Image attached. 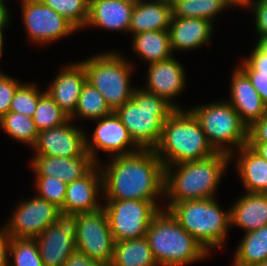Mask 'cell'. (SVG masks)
<instances>
[{
  "mask_svg": "<svg viewBox=\"0 0 267 266\" xmlns=\"http://www.w3.org/2000/svg\"><path fill=\"white\" fill-rule=\"evenodd\" d=\"M104 200H144L156 203L164 197L165 167L154 149H140L111 157L99 165Z\"/></svg>",
  "mask_w": 267,
  "mask_h": 266,
  "instance_id": "6da1fadb",
  "label": "cell"
},
{
  "mask_svg": "<svg viewBox=\"0 0 267 266\" xmlns=\"http://www.w3.org/2000/svg\"><path fill=\"white\" fill-rule=\"evenodd\" d=\"M230 161V155L216 152L204 159L166 166L164 198L169 203L163 209L168 211L178 202L215 198Z\"/></svg>",
  "mask_w": 267,
  "mask_h": 266,
  "instance_id": "7a4b0ae2",
  "label": "cell"
},
{
  "mask_svg": "<svg viewBox=\"0 0 267 266\" xmlns=\"http://www.w3.org/2000/svg\"><path fill=\"white\" fill-rule=\"evenodd\" d=\"M154 151L164 167L204 159L216 153L195 116L182 109H176L164 122Z\"/></svg>",
  "mask_w": 267,
  "mask_h": 266,
  "instance_id": "3957f363",
  "label": "cell"
},
{
  "mask_svg": "<svg viewBox=\"0 0 267 266\" xmlns=\"http://www.w3.org/2000/svg\"><path fill=\"white\" fill-rule=\"evenodd\" d=\"M145 237L158 266H185L210 256L164 209L153 218Z\"/></svg>",
  "mask_w": 267,
  "mask_h": 266,
  "instance_id": "277c9868",
  "label": "cell"
},
{
  "mask_svg": "<svg viewBox=\"0 0 267 266\" xmlns=\"http://www.w3.org/2000/svg\"><path fill=\"white\" fill-rule=\"evenodd\" d=\"M175 110L165 99L136 87L132 98L114 112L140 149H154L164 122Z\"/></svg>",
  "mask_w": 267,
  "mask_h": 266,
  "instance_id": "5b68a950",
  "label": "cell"
},
{
  "mask_svg": "<svg viewBox=\"0 0 267 266\" xmlns=\"http://www.w3.org/2000/svg\"><path fill=\"white\" fill-rule=\"evenodd\" d=\"M215 198L175 203L168 211L210 254L223 248L229 227L230 208L223 210Z\"/></svg>",
  "mask_w": 267,
  "mask_h": 266,
  "instance_id": "8992f818",
  "label": "cell"
},
{
  "mask_svg": "<svg viewBox=\"0 0 267 266\" xmlns=\"http://www.w3.org/2000/svg\"><path fill=\"white\" fill-rule=\"evenodd\" d=\"M80 62L85 68L87 81L104 96L113 111L132 98L136 87L131 86L130 80L135 66L127 57L106 51Z\"/></svg>",
  "mask_w": 267,
  "mask_h": 266,
  "instance_id": "52a82bcc",
  "label": "cell"
},
{
  "mask_svg": "<svg viewBox=\"0 0 267 266\" xmlns=\"http://www.w3.org/2000/svg\"><path fill=\"white\" fill-rule=\"evenodd\" d=\"M189 111L198 120L216 152L228 154L230 159H234V152L247 145L248 127L227 100L195 106Z\"/></svg>",
  "mask_w": 267,
  "mask_h": 266,
  "instance_id": "ba28073f",
  "label": "cell"
},
{
  "mask_svg": "<svg viewBox=\"0 0 267 266\" xmlns=\"http://www.w3.org/2000/svg\"><path fill=\"white\" fill-rule=\"evenodd\" d=\"M103 208L115 242L145 237L153 218L163 209L144 200H106Z\"/></svg>",
  "mask_w": 267,
  "mask_h": 266,
  "instance_id": "9c48e42d",
  "label": "cell"
},
{
  "mask_svg": "<svg viewBox=\"0 0 267 266\" xmlns=\"http://www.w3.org/2000/svg\"><path fill=\"white\" fill-rule=\"evenodd\" d=\"M79 213L59 210L55 223L34 238L43 266H63L76 250Z\"/></svg>",
  "mask_w": 267,
  "mask_h": 266,
  "instance_id": "30bf717a",
  "label": "cell"
},
{
  "mask_svg": "<svg viewBox=\"0 0 267 266\" xmlns=\"http://www.w3.org/2000/svg\"><path fill=\"white\" fill-rule=\"evenodd\" d=\"M76 249L89 258L110 266L115 240L110 230L105 209L101 207L93 212L79 213Z\"/></svg>",
  "mask_w": 267,
  "mask_h": 266,
  "instance_id": "8fae6325",
  "label": "cell"
},
{
  "mask_svg": "<svg viewBox=\"0 0 267 266\" xmlns=\"http://www.w3.org/2000/svg\"><path fill=\"white\" fill-rule=\"evenodd\" d=\"M20 1L26 35L32 43L38 45L54 43L78 31L69 20L41 0Z\"/></svg>",
  "mask_w": 267,
  "mask_h": 266,
  "instance_id": "7c38bea8",
  "label": "cell"
},
{
  "mask_svg": "<svg viewBox=\"0 0 267 266\" xmlns=\"http://www.w3.org/2000/svg\"><path fill=\"white\" fill-rule=\"evenodd\" d=\"M60 209L36 195L16 205L3 229L11 238L34 239L49 225L55 223Z\"/></svg>",
  "mask_w": 267,
  "mask_h": 266,
  "instance_id": "4fadbf2b",
  "label": "cell"
},
{
  "mask_svg": "<svg viewBox=\"0 0 267 266\" xmlns=\"http://www.w3.org/2000/svg\"><path fill=\"white\" fill-rule=\"evenodd\" d=\"M95 121L97 125L91 140L90 136L85 134V148L97 164H100V159L97 158L99 150L112 154V157L140 150L115 112Z\"/></svg>",
  "mask_w": 267,
  "mask_h": 266,
  "instance_id": "5bb4252c",
  "label": "cell"
},
{
  "mask_svg": "<svg viewBox=\"0 0 267 266\" xmlns=\"http://www.w3.org/2000/svg\"><path fill=\"white\" fill-rule=\"evenodd\" d=\"M66 123L46 130L39 131L35 144L32 146L34 155L49 157H81L85 152V131L72 124ZM84 130V131H83Z\"/></svg>",
  "mask_w": 267,
  "mask_h": 266,
  "instance_id": "9a60e30c",
  "label": "cell"
},
{
  "mask_svg": "<svg viewBox=\"0 0 267 266\" xmlns=\"http://www.w3.org/2000/svg\"><path fill=\"white\" fill-rule=\"evenodd\" d=\"M146 72L147 81L145 88L142 89L165 99L175 109H182L173 101L175 97L182 94L187 84L182 64L172 56L167 60L148 64Z\"/></svg>",
  "mask_w": 267,
  "mask_h": 266,
  "instance_id": "2e32d148",
  "label": "cell"
},
{
  "mask_svg": "<svg viewBox=\"0 0 267 266\" xmlns=\"http://www.w3.org/2000/svg\"><path fill=\"white\" fill-rule=\"evenodd\" d=\"M230 82V100L227 99V101L236 110L240 120L249 128L267 114V106L248 76L238 66L233 70Z\"/></svg>",
  "mask_w": 267,
  "mask_h": 266,
  "instance_id": "e0dca14e",
  "label": "cell"
},
{
  "mask_svg": "<svg viewBox=\"0 0 267 266\" xmlns=\"http://www.w3.org/2000/svg\"><path fill=\"white\" fill-rule=\"evenodd\" d=\"M102 194V173L99 164H96L85 176L67 184L62 210L77 213L99 210L103 207L99 203Z\"/></svg>",
  "mask_w": 267,
  "mask_h": 266,
  "instance_id": "ac0fdd59",
  "label": "cell"
},
{
  "mask_svg": "<svg viewBox=\"0 0 267 266\" xmlns=\"http://www.w3.org/2000/svg\"><path fill=\"white\" fill-rule=\"evenodd\" d=\"M87 74L78 61L67 64L58 72L52 84L45 90L53 101L70 117L76 109Z\"/></svg>",
  "mask_w": 267,
  "mask_h": 266,
  "instance_id": "d6986e66",
  "label": "cell"
},
{
  "mask_svg": "<svg viewBox=\"0 0 267 266\" xmlns=\"http://www.w3.org/2000/svg\"><path fill=\"white\" fill-rule=\"evenodd\" d=\"M30 166L35 177L54 176L69 184L85 176L97 163L88 152L81 157H49L34 155Z\"/></svg>",
  "mask_w": 267,
  "mask_h": 266,
  "instance_id": "ffe728a7",
  "label": "cell"
},
{
  "mask_svg": "<svg viewBox=\"0 0 267 266\" xmlns=\"http://www.w3.org/2000/svg\"><path fill=\"white\" fill-rule=\"evenodd\" d=\"M136 0H89L86 27L129 33L132 10Z\"/></svg>",
  "mask_w": 267,
  "mask_h": 266,
  "instance_id": "44dd1931",
  "label": "cell"
},
{
  "mask_svg": "<svg viewBox=\"0 0 267 266\" xmlns=\"http://www.w3.org/2000/svg\"><path fill=\"white\" fill-rule=\"evenodd\" d=\"M213 23L203 18H174L169 26L170 46L174 51H190L209 44Z\"/></svg>",
  "mask_w": 267,
  "mask_h": 266,
  "instance_id": "7402d4cb",
  "label": "cell"
},
{
  "mask_svg": "<svg viewBox=\"0 0 267 266\" xmlns=\"http://www.w3.org/2000/svg\"><path fill=\"white\" fill-rule=\"evenodd\" d=\"M173 17L172 6L157 0H136L132 10L129 32L169 30Z\"/></svg>",
  "mask_w": 267,
  "mask_h": 266,
  "instance_id": "603a6c76",
  "label": "cell"
},
{
  "mask_svg": "<svg viewBox=\"0 0 267 266\" xmlns=\"http://www.w3.org/2000/svg\"><path fill=\"white\" fill-rule=\"evenodd\" d=\"M230 219L245 233L267 225V194L245 192L231 205Z\"/></svg>",
  "mask_w": 267,
  "mask_h": 266,
  "instance_id": "cb8c5ba5",
  "label": "cell"
},
{
  "mask_svg": "<svg viewBox=\"0 0 267 266\" xmlns=\"http://www.w3.org/2000/svg\"><path fill=\"white\" fill-rule=\"evenodd\" d=\"M238 154V155H237ZM235 159L237 174L245 192L267 194V160L260 157L248 145L237 150Z\"/></svg>",
  "mask_w": 267,
  "mask_h": 266,
  "instance_id": "d4e9b609",
  "label": "cell"
},
{
  "mask_svg": "<svg viewBox=\"0 0 267 266\" xmlns=\"http://www.w3.org/2000/svg\"><path fill=\"white\" fill-rule=\"evenodd\" d=\"M132 48L148 64L167 60L173 56L168 30L137 33L132 38Z\"/></svg>",
  "mask_w": 267,
  "mask_h": 266,
  "instance_id": "484cf974",
  "label": "cell"
},
{
  "mask_svg": "<svg viewBox=\"0 0 267 266\" xmlns=\"http://www.w3.org/2000/svg\"><path fill=\"white\" fill-rule=\"evenodd\" d=\"M110 266H158L146 237L117 241Z\"/></svg>",
  "mask_w": 267,
  "mask_h": 266,
  "instance_id": "4316f807",
  "label": "cell"
},
{
  "mask_svg": "<svg viewBox=\"0 0 267 266\" xmlns=\"http://www.w3.org/2000/svg\"><path fill=\"white\" fill-rule=\"evenodd\" d=\"M244 234L234 252L232 263L259 266L267 259V225Z\"/></svg>",
  "mask_w": 267,
  "mask_h": 266,
  "instance_id": "83f0119b",
  "label": "cell"
},
{
  "mask_svg": "<svg viewBox=\"0 0 267 266\" xmlns=\"http://www.w3.org/2000/svg\"><path fill=\"white\" fill-rule=\"evenodd\" d=\"M232 6L230 0H178L172 13L174 18H203L214 23L216 15Z\"/></svg>",
  "mask_w": 267,
  "mask_h": 266,
  "instance_id": "f1b7e54d",
  "label": "cell"
},
{
  "mask_svg": "<svg viewBox=\"0 0 267 266\" xmlns=\"http://www.w3.org/2000/svg\"><path fill=\"white\" fill-rule=\"evenodd\" d=\"M113 112L104 96L86 80L82 86L75 112L69 118L72 121L76 118L95 121Z\"/></svg>",
  "mask_w": 267,
  "mask_h": 266,
  "instance_id": "f546056e",
  "label": "cell"
},
{
  "mask_svg": "<svg viewBox=\"0 0 267 266\" xmlns=\"http://www.w3.org/2000/svg\"><path fill=\"white\" fill-rule=\"evenodd\" d=\"M0 128L13 140L31 146V148L39 133L32 117L12 111L0 118Z\"/></svg>",
  "mask_w": 267,
  "mask_h": 266,
  "instance_id": "4dcf8cb0",
  "label": "cell"
},
{
  "mask_svg": "<svg viewBox=\"0 0 267 266\" xmlns=\"http://www.w3.org/2000/svg\"><path fill=\"white\" fill-rule=\"evenodd\" d=\"M32 118L38 132L58 127L70 119L47 92L39 98L37 108Z\"/></svg>",
  "mask_w": 267,
  "mask_h": 266,
  "instance_id": "1f68e13d",
  "label": "cell"
},
{
  "mask_svg": "<svg viewBox=\"0 0 267 266\" xmlns=\"http://www.w3.org/2000/svg\"><path fill=\"white\" fill-rule=\"evenodd\" d=\"M69 20L78 30L84 29L89 17V0H41Z\"/></svg>",
  "mask_w": 267,
  "mask_h": 266,
  "instance_id": "d6a6232c",
  "label": "cell"
},
{
  "mask_svg": "<svg viewBox=\"0 0 267 266\" xmlns=\"http://www.w3.org/2000/svg\"><path fill=\"white\" fill-rule=\"evenodd\" d=\"M8 266H43L38 245L34 239L11 238ZM12 261V262H11Z\"/></svg>",
  "mask_w": 267,
  "mask_h": 266,
  "instance_id": "836d02e7",
  "label": "cell"
},
{
  "mask_svg": "<svg viewBox=\"0 0 267 266\" xmlns=\"http://www.w3.org/2000/svg\"><path fill=\"white\" fill-rule=\"evenodd\" d=\"M45 92L46 91L41 92L35 83L21 84L14 94L10 105V111L33 117L39 98Z\"/></svg>",
  "mask_w": 267,
  "mask_h": 266,
  "instance_id": "e575fe53",
  "label": "cell"
},
{
  "mask_svg": "<svg viewBox=\"0 0 267 266\" xmlns=\"http://www.w3.org/2000/svg\"><path fill=\"white\" fill-rule=\"evenodd\" d=\"M35 188L37 197L47 200L60 210L63 208L67 183L54 176L36 177Z\"/></svg>",
  "mask_w": 267,
  "mask_h": 266,
  "instance_id": "d590c367",
  "label": "cell"
},
{
  "mask_svg": "<svg viewBox=\"0 0 267 266\" xmlns=\"http://www.w3.org/2000/svg\"><path fill=\"white\" fill-rule=\"evenodd\" d=\"M21 84V81L7 74L0 76V118L10 111L14 94Z\"/></svg>",
  "mask_w": 267,
  "mask_h": 266,
  "instance_id": "8d00e7d4",
  "label": "cell"
},
{
  "mask_svg": "<svg viewBox=\"0 0 267 266\" xmlns=\"http://www.w3.org/2000/svg\"><path fill=\"white\" fill-rule=\"evenodd\" d=\"M243 8L253 11L258 37L267 36V0H245Z\"/></svg>",
  "mask_w": 267,
  "mask_h": 266,
  "instance_id": "74e56055",
  "label": "cell"
},
{
  "mask_svg": "<svg viewBox=\"0 0 267 266\" xmlns=\"http://www.w3.org/2000/svg\"><path fill=\"white\" fill-rule=\"evenodd\" d=\"M239 68L243 72L267 73V54L262 53L256 46L250 56L242 61Z\"/></svg>",
  "mask_w": 267,
  "mask_h": 266,
  "instance_id": "f35d334b",
  "label": "cell"
},
{
  "mask_svg": "<svg viewBox=\"0 0 267 266\" xmlns=\"http://www.w3.org/2000/svg\"><path fill=\"white\" fill-rule=\"evenodd\" d=\"M248 143H267V114L248 128Z\"/></svg>",
  "mask_w": 267,
  "mask_h": 266,
  "instance_id": "ab89813d",
  "label": "cell"
},
{
  "mask_svg": "<svg viewBox=\"0 0 267 266\" xmlns=\"http://www.w3.org/2000/svg\"><path fill=\"white\" fill-rule=\"evenodd\" d=\"M251 81V84L256 89L260 98L267 106V73L260 72H244Z\"/></svg>",
  "mask_w": 267,
  "mask_h": 266,
  "instance_id": "60d3db41",
  "label": "cell"
},
{
  "mask_svg": "<svg viewBox=\"0 0 267 266\" xmlns=\"http://www.w3.org/2000/svg\"><path fill=\"white\" fill-rule=\"evenodd\" d=\"M63 266H108L89 258L77 249L68 257Z\"/></svg>",
  "mask_w": 267,
  "mask_h": 266,
  "instance_id": "b9f144b4",
  "label": "cell"
},
{
  "mask_svg": "<svg viewBox=\"0 0 267 266\" xmlns=\"http://www.w3.org/2000/svg\"><path fill=\"white\" fill-rule=\"evenodd\" d=\"M11 237L0 228V266H8Z\"/></svg>",
  "mask_w": 267,
  "mask_h": 266,
  "instance_id": "7bdbcfd3",
  "label": "cell"
},
{
  "mask_svg": "<svg viewBox=\"0 0 267 266\" xmlns=\"http://www.w3.org/2000/svg\"><path fill=\"white\" fill-rule=\"evenodd\" d=\"M5 3H0V31H3L6 29V27L10 23V11L5 6Z\"/></svg>",
  "mask_w": 267,
  "mask_h": 266,
  "instance_id": "ee69618b",
  "label": "cell"
},
{
  "mask_svg": "<svg viewBox=\"0 0 267 266\" xmlns=\"http://www.w3.org/2000/svg\"><path fill=\"white\" fill-rule=\"evenodd\" d=\"M247 145L260 157L267 160V143H247Z\"/></svg>",
  "mask_w": 267,
  "mask_h": 266,
  "instance_id": "f6af8a7d",
  "label": "cell"
},
{
  "mask_svg": "<svg viewBox=\"0 0 267 266\" xmlns=\"http://www.w3.org/2000/svg\"><path fill=\"white\" fill-rule=\"evenodd\" d=\"M255 46L262 52L267 54V36L258 37Z\"/></svg>",
  "mask_w": 267,
  "mask_h": 266,
  "instance_id": "bcb514c9",
  "label": "cell"
},
{
  "mask_svg": "<svg viewBox=\"0 0 267 266\" xmlns=\"http://www.w3.org/2000/svg\"><path fill=\"white\" fill-rule=\"evenodd\" d=\"M4 31H0V58L2 57L3 55V46H4V34H3Z\"/></svg>",
  "mask_w": 267,
  "mask_h": 266,
  "instance_id": "7dc6e473",
  "label": "cell"
},
{
  "mask_svg": "<svg viewBox=\"0 0 267 266\" xmlns=\"http://www.w3.org/2000/svg\"><path fill=\"white\" fill-rule=\"evenodd\" d=\"M234 5L235 7H243L244 6V3H245V0H230Z\"/></svg>",
  "mask_w": 267,
  "mask_h": 266,
  "instance_id": "c3c4849f",
  "label": "cell"
},
{
  "mask_svg": "<svg viewBox=\"0 0 267 266\" xmlns=\"http://www.w3.org/2000/svg\"><path fill=\"white\" fill-rule=\"evenodd\" d=\"M157 1H160V2H163V3H167V4L172 6L178 0H157Z\"/></svg>",
  "mask_w": 267,
  "mask_h": 266,
  "instance_id": "681fc988",
  "label": "cell"
},
{
  "mask_svg": "<svg viewBox=\"0 0 267 266\" xmlns=\"http://www.w3.org/2000/svg\"><path fill=\"white\" fill-rule=\"evenodd\" d=\"M259 266H267V259L263 261Z\"/></svg>",
  "mask_w": 267,
  "mask_h": 266,
  "instance_id": "f907efd6",
  "label": "cell"
},
{
  "mask_svg": "<svg viewBox=\"0 0 267 266\" xmlns=\"http://www.w3.org/2000/svg\"><path fill=\"white\" fill-rule=\"evenodd\" d=\"M232 266H244V265H239V264L233 263Z\"/></svg>",
  "mask_w": 267,
  "mask_h": 266,
  "instance_id": "816d5d0a",
  "label": "cell"
},
{
  "mask_svg": "<svg viewBox=\"0 0 267 266\" xmlns=\"http://www.w3.org/2000/svg\"><path fill=\"white\" fill-rule=\"evenodd\" d=\"M0 3H6L5 0H0Z\"/></svg>",
  "mask_w": 267,
  "mask_h": 266,
  "instance_id": "f5cc1de1",
  "label": "cell"
}]
</instances>
